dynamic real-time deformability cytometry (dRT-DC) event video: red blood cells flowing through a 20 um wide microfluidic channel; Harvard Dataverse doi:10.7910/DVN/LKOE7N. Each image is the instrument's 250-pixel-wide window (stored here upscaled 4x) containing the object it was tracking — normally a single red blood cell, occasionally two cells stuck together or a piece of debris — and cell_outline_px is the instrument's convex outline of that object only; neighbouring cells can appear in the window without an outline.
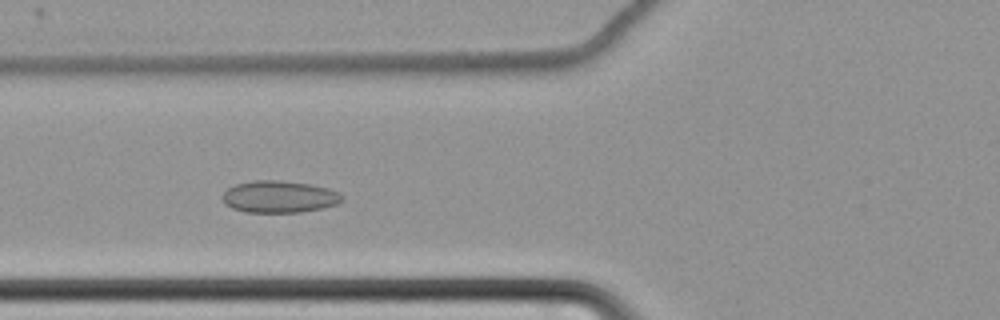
{"species": "common noctule bat (a hibernating species)", "species_latin": "Nyctalus noctula", "temperature_condition": "cold", "stored_images_in_passage": 58, "camera_frame_rate_fps": 3000, "um_per_image_px": 0.085, "animal": {"sex": "female", "body_mass_g": 22.7, "forearm_length_mm": 54.2}, "frame": {"image": 1, "passage_image": 21, "time_ms": 6.667, "image_size_px": [1000, 320], "cell_outline_px": [[344, 200], [336, 204], [320, 208], [300, 212], [244, 212], [232, 208], [224, 204], [220, 196], [228, 188], [236, 184], [252, 180], [280, 180], [312, 184], [328, 188], [344, 196]], "centroid_in_image_um": [23.7, 16.71], "position_along_channel_um": 102.1, "area_um2": 22.43}}
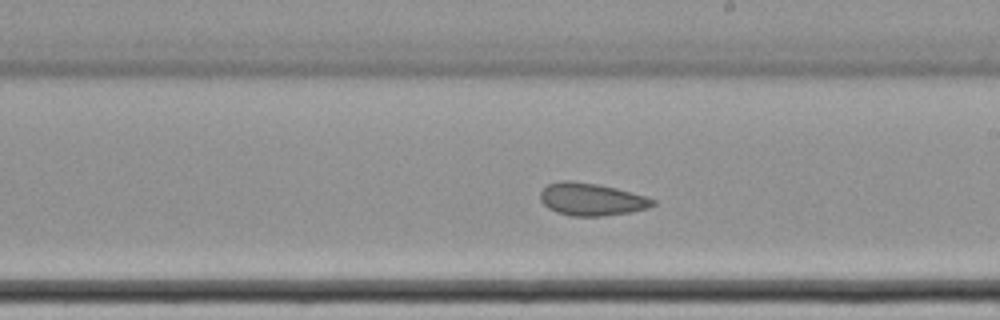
{"frame": {"image": 2, "passage_image": 33, "time_ms": 10.667, "image_size_px": [1000, 320], "cell_outline_px": [[656, 204], [648, 208], [632, 212], [600, 216], [572, 216], [556, 212], [548, 208], [540, 200], [540, 192], [548, 184], [560, 180], [568, 180], [596, 184], [616, 188], [644, 196], [656, 200]], "centroid_in_image_um": [50.26, 16.94], "position_along_channel_um": 238.7, "area_um2": 21.27}}
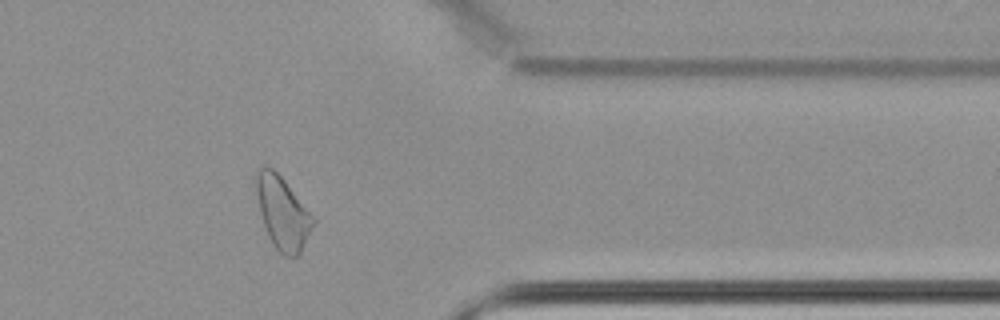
{"frame": {"image": 3, "passage_image": 47, "time_ms": 15.333, "image_size_px": [1000, 320], "cell_outline_px": [[316, 220], [300, 252], [296, 256], [284, 256], [272, 244], [268, 236], [260, 212], [256, 192], [256, 168], [260, 164], [272, 168], [284, 180]], "centroid_in_image_um": [23.99, 18.06], "position_along_channel_um": 387.4, "area_um2": 23.7}, "authors_computed_cell_mechanics": {"area_um2": 23.2934, "velocity_mm_per_s": 3.4204, "shape_relaxation_time_tau1_ms": null, "shape_relaxation_time_tau2_ms": 3.7886, "deformation_change_tau1": null, "deformation_change_tau2": 0.0923}}